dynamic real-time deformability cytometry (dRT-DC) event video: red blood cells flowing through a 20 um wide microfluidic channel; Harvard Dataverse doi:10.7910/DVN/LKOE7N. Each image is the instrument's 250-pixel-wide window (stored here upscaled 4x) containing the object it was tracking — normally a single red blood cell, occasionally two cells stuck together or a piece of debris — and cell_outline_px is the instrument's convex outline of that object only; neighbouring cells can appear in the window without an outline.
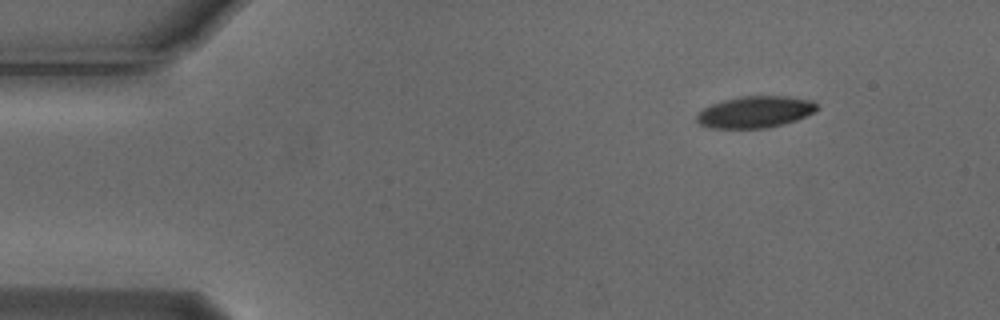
{"species": "Egyptian fruit bat (a non-hibernating species)", "species_latin": "Rousettus aegyptiacus", "temperature_condition": "cold", "stored_images_in_passage": 4, "camera_frame_rate_fps": 3000, "um_per_image_px": 0.085, "animal": {"sex": "male"}, "frame": {"image": 1, "passage_image": 1, "time_ms": 0.0, "image_size_px": [1000, 320], "cell_outline_px": [[820, 108], [816, 112], [796, 120], [764, 128], [712, 128], [700, 124], [696, 120], [696, 116], [704, 108], [712, 104], [724, 100], [740, 96], [788, 96], [812, 100], [820, 104]], "centroid_in_image_um": [64.25, 9.5], "position_along_channel_um": 20.8, "area_um2": 22.2}}
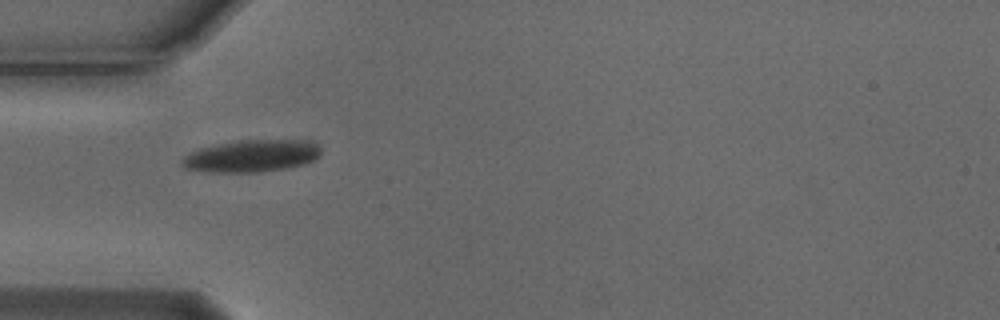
{"frame": {"image": 2, "passage_image": 3, "time_ms": 0.667, "image_size_px": [1000, 320], "cell_outline_px": [[320, 156], [312, 160], [288, 168], [260, 172], [212, 172], [184, 168], [180, 164], [180, 160], [184, 156], [200, 148], [216, 144], [240, 140], [300, 140], [316, 144], [320, 148]], "centroid_in_image_um": [21.34, 13.26], "position_along_channel_um": 63.7, "area_um2": 25.84}}
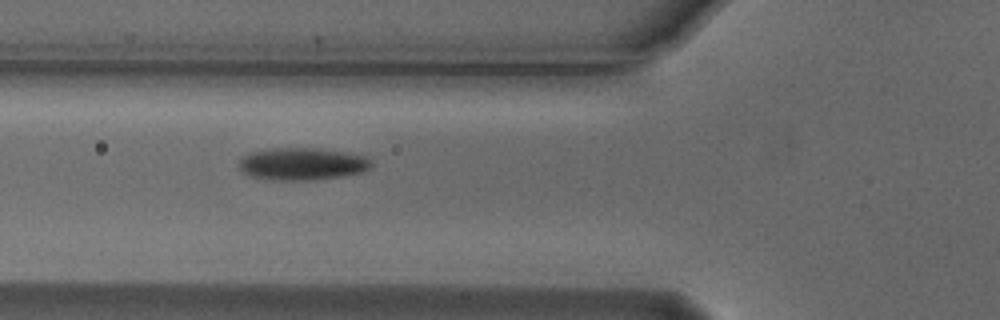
{"frame": {"image": 3, "passage_image": 4, "time_ms": 1.0, "image_size_px": [1000, 320], "cell_outline_px": [[372, 164], [364, 172], [340, 176], [312, 180], [272, 180], [248, 176], [240, 172], [240, 156], [248, 152], [276, 148], [312, 148], [340, 152], [364, 156], [372, 160]], "centroid_in_image_um": [25.61, 13.94], "position_along_channel_um": 100.2, "area_um2": 24.91}}